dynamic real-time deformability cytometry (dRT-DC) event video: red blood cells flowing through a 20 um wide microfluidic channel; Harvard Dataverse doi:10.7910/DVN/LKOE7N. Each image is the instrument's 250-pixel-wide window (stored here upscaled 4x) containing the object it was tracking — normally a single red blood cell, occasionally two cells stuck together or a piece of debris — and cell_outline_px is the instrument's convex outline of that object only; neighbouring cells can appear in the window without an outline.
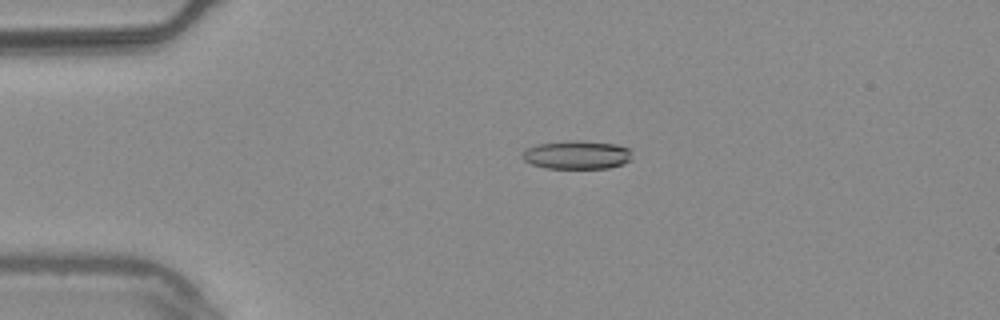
{"species": "common noctule bat (a hibernating species)", "species_latin": "Nyctalus noctula", "temperature_condition": "warm", "stored_images_in_passage": 55, "camera_frame_rate_fps": 3000, "um_per_image_px": 0.085, "animal": {"sex": "male", "body_mass_g": 20.4}, "frame": {"image": 1, "passage_image": 13, "time_ms": 4.0, "image_size_px": [1000, 320], "cell_outline_px": [[632, 160], [624, 164], [608, 168], [544, 168], [532, 164], [524, 160], [520, 156], [528, 148], [536, 144], [568, 140], [580, 140], [616, 144], [628, 148]], "centroid_in_image_um": [49.03, 13.16], "position_along_channel_um": 36.0, "area_um2": 18.32}}
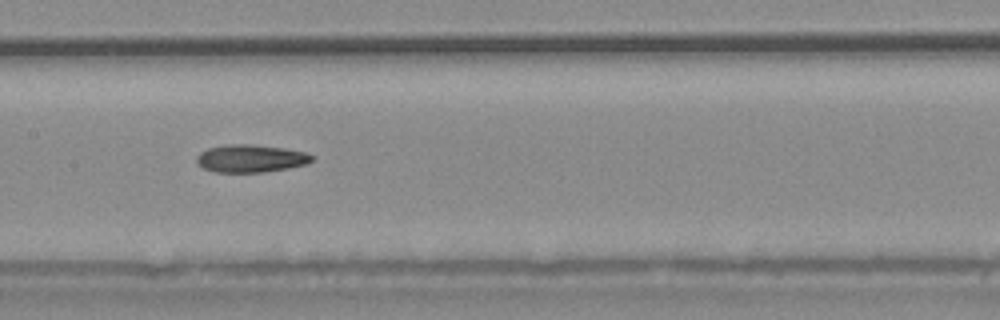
{"frame": {"image": 2, "passage_image": 28, "time_ms": 9.0, "image_size_px": [1000, 320], "cell_outline_px": [[312, 160], [308, 164], [288, 168], [264, 172], [216, 172], [204, 168], [196, 160], [196, 156], [200, 152], [208, 148], [228, 144], [252, 144], [284, 148], [308, 152], [312, 156]], "centroid_in_image_um": [21.33, 13.46], "position_along_channel_um": 186.1, "area_um2": 18.61}}
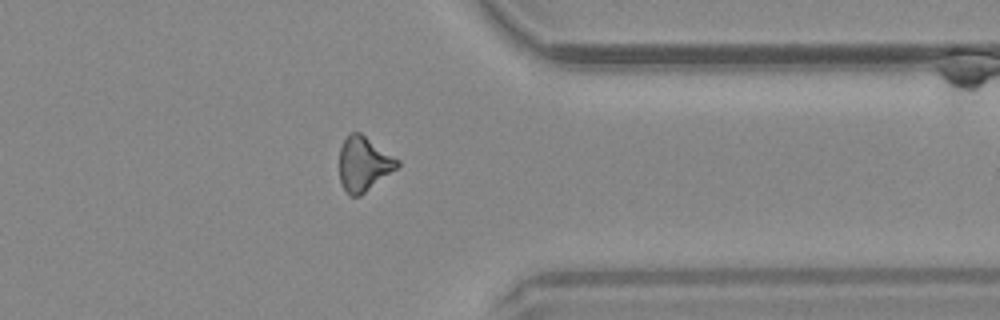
{"frame": {"image": 3, "passage_image": 44, "time_ms": 14.333, "image_size_px": [1000, 320], "cell_outline_px": [[400, 164], [396, 168], [360, 196], [348, 196], [340, 180], [340, 148], [344, 140], [352, 132], [360, 132], [400, 160]], "centroid_in_image_um": [30.91, 13.93], "position_along_channel_um": 380.5, "area_um2": 18.15}}